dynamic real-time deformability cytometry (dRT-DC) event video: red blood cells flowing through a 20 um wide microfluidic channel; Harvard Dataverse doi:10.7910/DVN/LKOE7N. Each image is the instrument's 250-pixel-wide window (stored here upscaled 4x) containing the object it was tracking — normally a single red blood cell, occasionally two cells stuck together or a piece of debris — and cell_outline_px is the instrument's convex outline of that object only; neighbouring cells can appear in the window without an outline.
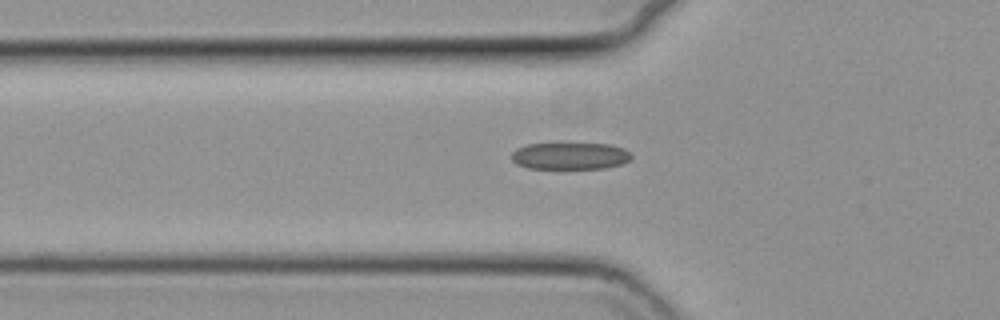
{"species": "common noctule bat (a hibernating species)", "species_latin": "Nyctalus noctula", "temperature_condition": "cold", "stored_images_in_passage": 47, "camera_frame_rate_fps": 3000, "um_per_image_px": 0.085, "animal": {"sex": "female", "body_mass_g": 19.3, "forearm_length_mm": 54.1}, "frame": {"image": 1, "passage_image": 13, "time_ms": 4.0, "image_size_px": [1000, 320], "cell_outline_px": [[632, 156], [624, 164], [604, 168], [528, 168], [516, 164], [512, 160], [512, 152], [516, 148], [528, 144], [608, 144], [624, 148]], "centroid_in_image_um": [48.45, 13.26], "position_along_channel_um": 77.4, "area_um2": 18.67}}
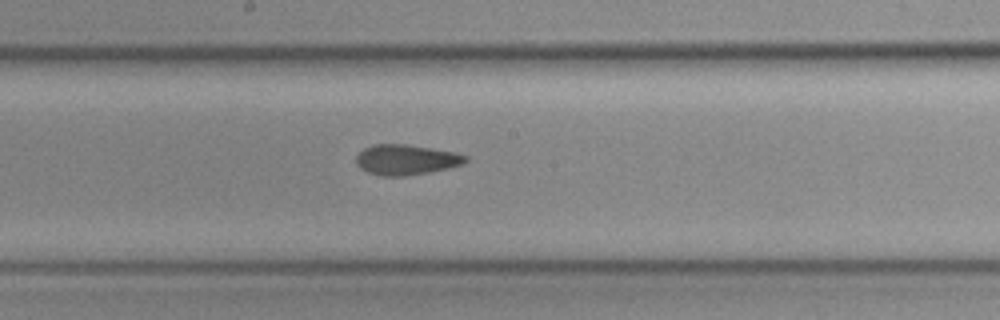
{"frame": {"image": 2, "passage_image": 24, "time_ms": 7.667, "image_size_px": [1000, 320], "cell_outline_px": [[468, 160], [464, 164], [448, 168], [428, 172], [404, 176], [380, 176], [368, 172], [360, 168], [356, 164], [356, 156], [364, 148], [372, 144], [404, 144], [432, 148], [456, 152], [468, 156]], "centroid_in_image_um": [34.52, 13.57], "position_along_channel_um": 213.7, "area_um2": 19.42}}
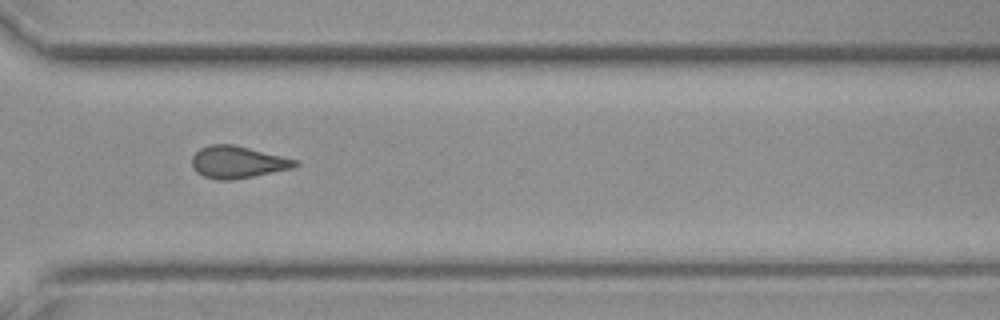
{"frame": {"image": 3, "passage_image": 35, "time_ms": 11.333, "image_size_px": [1000, 320], "cell_outline_px": [[300, 164], [292, 168], [236, 180], [216, 180], [204, 176], [196, 172], [192, 168], [192, 156], [200, 148], [212, 144], [232, 144], [300, 160]], "centroid_in_image_um": [20.2, 13.79], "position_along_channel_um": 350.4, "area_um2": 19.48}, "authors_computed_cell_mechanics": {"area_um2": 19.3052, "velocity_mm_per_s": 3.7289, "shape_relaxation_time_tau1_ms": null, "shape_relaxation_time_tau2_ms": 2.6389, "deformation_change_tau1": null, "deformation_change_tau2": 0.1079}}